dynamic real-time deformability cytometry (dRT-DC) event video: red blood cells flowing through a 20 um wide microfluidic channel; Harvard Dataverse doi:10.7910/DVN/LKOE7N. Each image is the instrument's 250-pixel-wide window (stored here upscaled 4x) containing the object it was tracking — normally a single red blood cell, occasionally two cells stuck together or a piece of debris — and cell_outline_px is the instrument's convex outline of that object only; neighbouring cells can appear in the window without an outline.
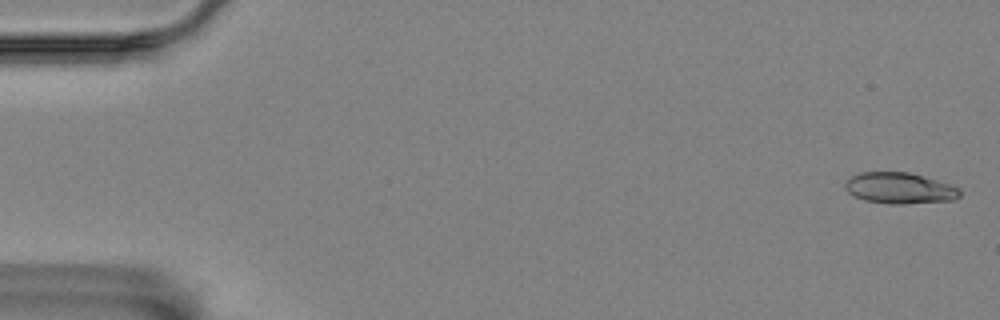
{"species": "Egyptian fruit bat (a non-hibernating species)", "species_latin": "Rousettus aegyptiacus", "temperature_condition": "room temperature", "stored_images_in_passage": 10, "camera_frame_rate_fps": 3000, "um_per_image_px": 0.085, "animal": {"sex": "female"}, "frame": {"image": 1, "passage_image": 1, "time_ms": 0.0, "image_size_px": [1000, 320], "cell_outline_px": [[960, 196], [952, 200], [904, 204], [888, 204], [864, 200], [848, 192], [844, 188], [844, 180], [860, 172], [908, 172], [936, 180], [960, 188]], "centroid_in_image_um": [76.43, 15.99], "position_along_channel_um": 8.6, "area_um2": 20.75}}
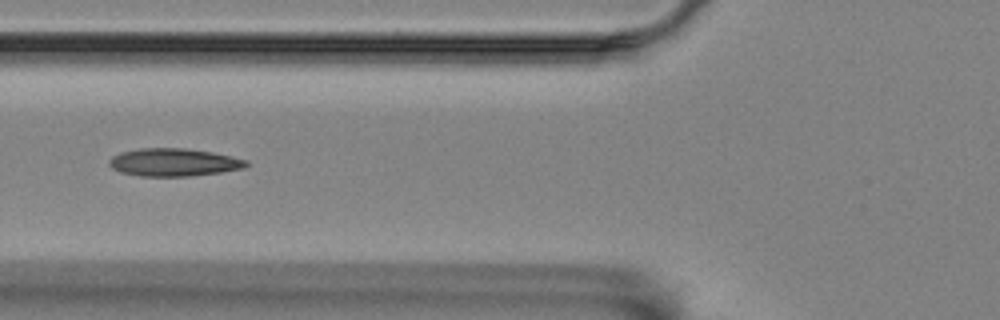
{"frame": {"image": 2, "passage_image": 6, "time_ms": 1.667, "image_size_px": [1000, 320], "cell_outline_px": [[248, 164], [244, 168], [220, 172], [188, 176], [140, 176], [120, 172], [112, 168], [108, 164], [108, 160], [112, 156], [120, 152], [140, 148], [184, 148], [212, 152], [232, 156], [248, 160]], "centroid_in_image_um": [14.75, 13.79], "position_along_channel_um": 111.1, "area_um2": 22.25}}
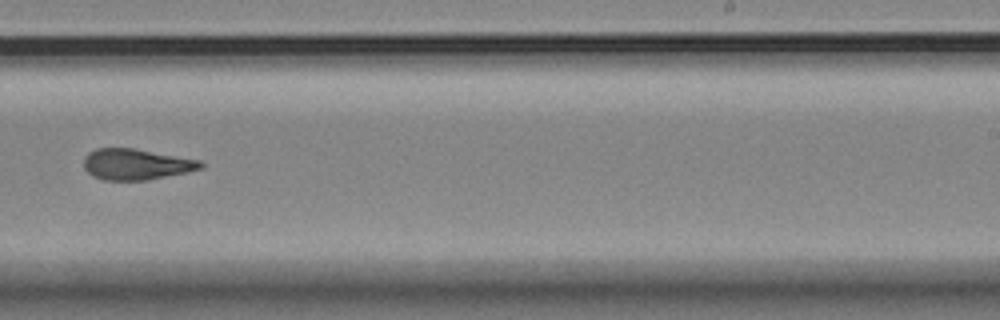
{"frame": {"image": 3, "passage_image": 10, "time_ms": 3.0, "image_size_px": [1000, 320], "cell_outline_px": [[204, 168], [188, 172], [148, 180], [104, 180], [92, 176], [84, 168], [84, 156], [88, 152], [96, 148], [136, 148], [200, 160], [204, 164]], "centroid_in_image_um": [11.58, 13.96], "position_along_channel_um": 277.4, "area_um2": 21.33}}